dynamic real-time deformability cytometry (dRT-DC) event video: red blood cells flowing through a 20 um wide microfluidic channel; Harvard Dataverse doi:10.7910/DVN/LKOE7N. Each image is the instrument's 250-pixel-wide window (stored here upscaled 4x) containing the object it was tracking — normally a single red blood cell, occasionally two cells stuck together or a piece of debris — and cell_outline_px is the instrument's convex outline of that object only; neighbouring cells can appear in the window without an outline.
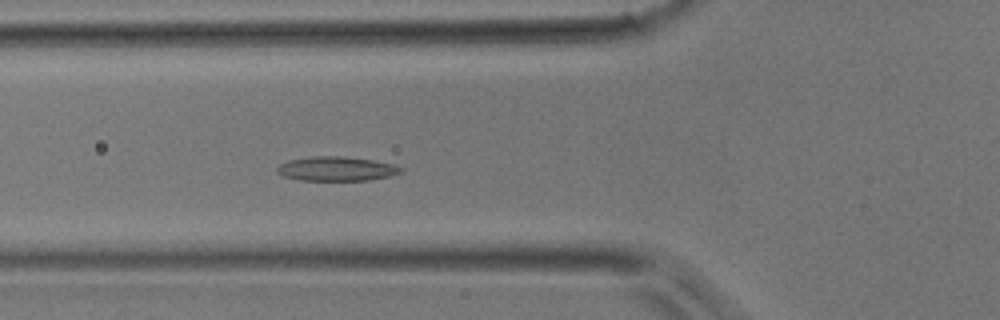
{"species": "common noctule bat (a hibernating species)", "species_latin": "Nyctalus noctula", "temperature_condition": "room temperature", "stored_images_in_passage": 43, "camera_frame_rate_fps": 3000, "um_per_image_px": 0.085, "animal": {"sex": "male", "body_mass_g": 17.9}, "frame": {"image": 1, "passage_image": 15, "time_ms": 4.667, "image_size_px": [1000, 320], "cell_outline_px": [[404, 172], [388, 176], [368, 180], [300, 180], [284, 176], [276, 172], [276, 168], [280, 164], [288, 160], [312, 156], [344, 156], [372, 160], [392, 164], [404, 168]], "centroid_in_image_um": [28.59, 14.34], "position_along_channel_um": 97.2, "area_um2": 17.51}}
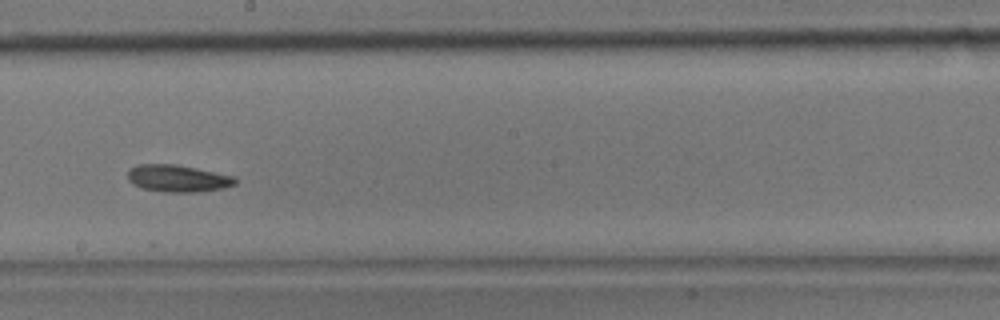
{"frame": {"image": 2, "passage_image": 24, "time_ms": 7.667, "image_size_px": [1000, 320], "cell_outline_px": [[236, 184], [224, 188], [200, 192], [168, 192], [144, 188], [132, 184], [128, 180], [128, 168], [140, 164], [176, 164], [236, 176]], "centroid_in_image_um": [15.13, 15.16], "position_along_channel_um": 233.1, "area_um2": 17.05}}
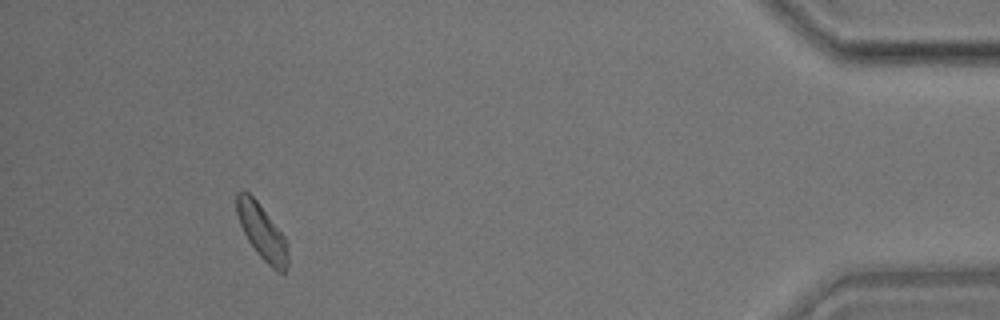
{"frame": {"image": 3, "passage_image": 40, "time_ms": 13.0, "image_size_px": [1000, 320], "cell_outline_px": [[288, 264], [284, 272], [276, 272], [256, 252], [248, 240], [240, 224], [236, 212], [236, 192], [244, 188], [256, 200], [284, 236], [288, 244]], "centroid_in_image_um": [22.26, 19.7], "position_along_channel_um": 412.9, "area_um2": 16.42}}